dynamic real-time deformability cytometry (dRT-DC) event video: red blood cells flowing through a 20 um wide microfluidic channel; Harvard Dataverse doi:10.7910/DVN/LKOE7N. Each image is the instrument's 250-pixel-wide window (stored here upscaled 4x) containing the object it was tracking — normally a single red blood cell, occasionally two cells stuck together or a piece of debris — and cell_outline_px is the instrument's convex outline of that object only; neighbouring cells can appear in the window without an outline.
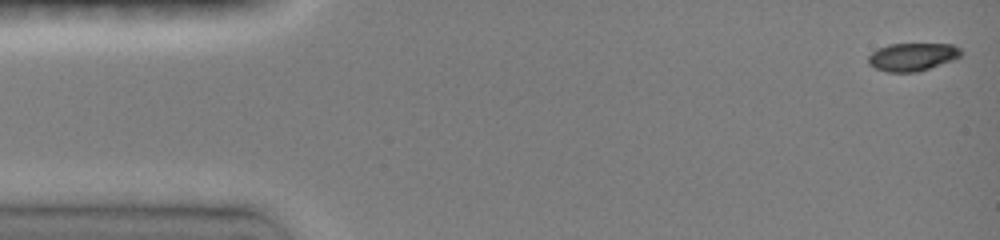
{"species": "common noctule bat (a hibernating species)", "species_latin": "Nyctalus noctula", "temperature_condition": "room temperature", "stored_images_in_passage": 47, "camera_frame_rate_fps": 3000, "um_per_image_px": 0.085, "animal": {"sex": "female", "body_mass_g": 19.0, "forearm_length_mm": 51.5}, "frame": {"image": 1, "passage_image": 1, "time_ms": 0.0, "image_size_px": [1000, 240], "cell_outline_px": [[964, 52], [960, 56], [952, 60], [916, 72], [888, 72], [876, 68], [868, 64], [868, 56], [872, 52], [888, 44], [952, 44], [960, 48]], "centroid_in_image_um": [77.55, 4.82], "position_along_channel_um": 7.4, "area_um2": 14.97}}
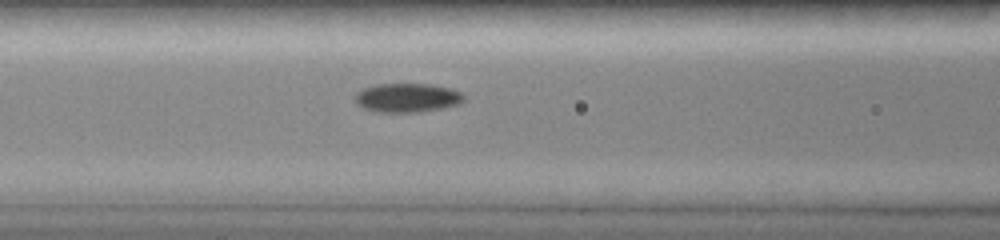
{"frame": {"image": 2, "passage_image": 19, "time_ms": 6.0, "image_size_px": [1000, 240], "cell_outline_px": [[464, 100], [460, 104], [420, 112], [376, 112], [364, 108], [356, 104], [356, 92], [364, 88], [376, 84], [432, 84], [452, 88], [460, 92], [464, 96]], "centroid_in_image_um": [34.62, 8.3], "position_along_channel_um": 132.0, "area_um2": 18.44}}
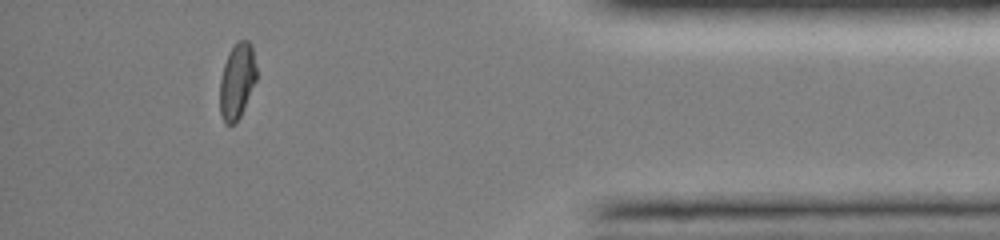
{"frame": {"image": 3, "passage_image": 42, "time_ms": 13.667, "image_size_px": [1000, 240], "cell_outline_px": [[256, 80], [240, 116], [236, 124], [228, 124], [224, 120], [220, 112], [220, 80], [224, 64], [228, 52], [240, 40], [248, 40], [252, 44], [256, 68]], "centroid_in_image_um": [20.15, 6.87], "position_along_channel_um": 415.1, "area_um2": 15.95}, "authors_computed_cell_mechanics": {"area_um2": 16.8776, "velocity_mm_per_s": 4.0985, "shape_relaxation_time_tau1_ms": 8.1212, "shape_relaxation_time_tau2_ms": 2.4547, "deformation_change_tau1": 0.2289, "deformation_change_tau2": 0.0458}}